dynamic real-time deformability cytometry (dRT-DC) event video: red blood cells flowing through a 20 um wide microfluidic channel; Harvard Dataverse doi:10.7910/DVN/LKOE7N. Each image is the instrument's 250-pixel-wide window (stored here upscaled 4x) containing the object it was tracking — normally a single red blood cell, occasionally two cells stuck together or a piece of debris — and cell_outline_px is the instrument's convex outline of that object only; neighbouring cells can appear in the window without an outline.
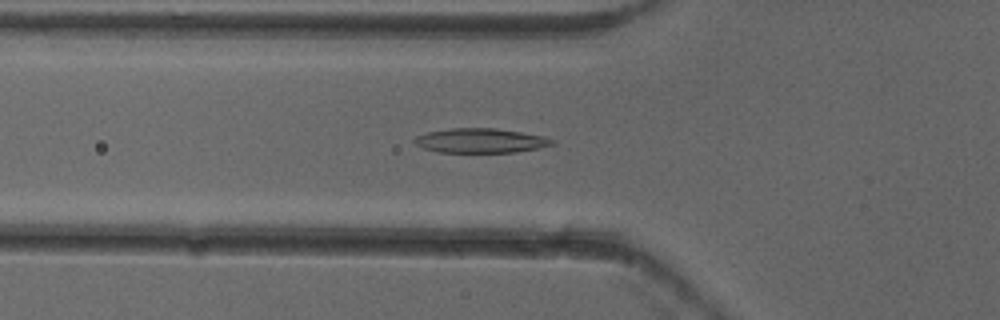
{"species": "common noctule bat (a hibernating species)", "species_latin": "Nyctalus noctula", "temperature_condition": "cold", "stored_images_in_passage": 53, "camera_frame_rate_fps": 3000, "um_per_image_px": 0.085, "animal": {"sex": "female"}, "frame": {"image": 1, "passage_image": 19, "time_ms": 6.0, "image_size_px": [1000, 320], "cell_outline_px": [[556, 144], [516, 152], [440, 152], [424, 148], [416, 144], [412, 140], [416, 136], [428, 132], [448, 128], [496, 128], [544, 136], [556, 140]], "centroid_in_image_um": [40.86, 11.94], "position_along_channel_um": 84.9, "area_um2": 19.59}}
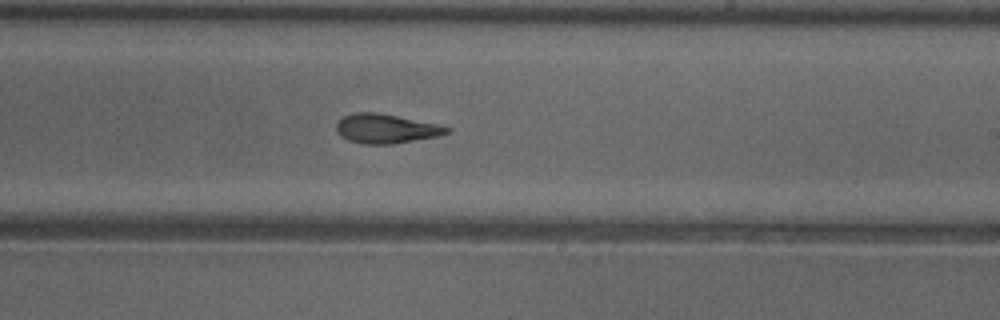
{"frame": {"image": 2, "passage_image": 32, "time_ms": 10.333, "image_size_px": [1000, 320], "cell_outline_px": [[452, 132], [436, 136], [392, 144], [364, 144], [348, 140], [340, 136], [336, 128], [336, 124], [344, 116], [356, 112], [376, 112], [436, 124], [452, 128]], "centroid_in_image_um": [32.79, 10.94], "position_along_channel_um": 256.2, "area_um2": 18.61}}
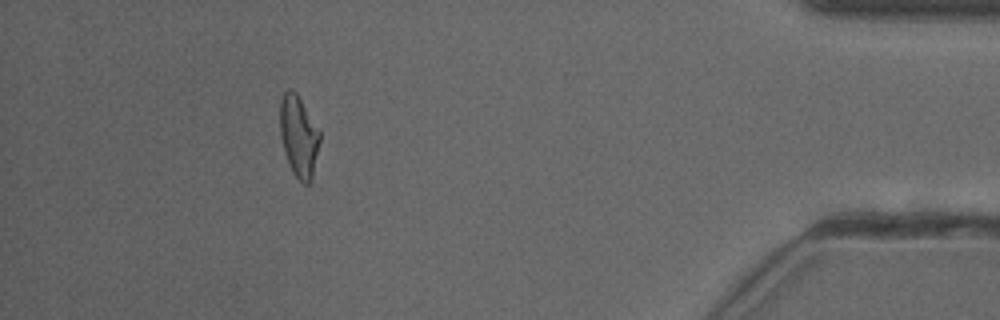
{"frame": {"image": 3, "passage_image": 48, "time_ms": 15.667, "image_size_px": [1000, 320], "cell_outline_px": [[320, 140], [312, 180], [308, 184], [304, 184], [292, 172], [280, 136], [280, 100], [284, 92], [288, 88], [292, 88], [296, 92], [320, 132]], "centroid_in_image_um": [25.39, 11.56], "position_along_channel_um": 409.8, "area_um2": 18.67}, "authors_computed_cell_mechanics": {"area_um2": 19.363, "velocity_mm_per_s": 3.9228, "shape_relaxation_time_tau1_ms": 4.5647, "shape_relaxation_time_tau2_ms": 1.9136, "deformation_change_tau1": 0.1606, "deformation_change_tau2": 0.0888}}